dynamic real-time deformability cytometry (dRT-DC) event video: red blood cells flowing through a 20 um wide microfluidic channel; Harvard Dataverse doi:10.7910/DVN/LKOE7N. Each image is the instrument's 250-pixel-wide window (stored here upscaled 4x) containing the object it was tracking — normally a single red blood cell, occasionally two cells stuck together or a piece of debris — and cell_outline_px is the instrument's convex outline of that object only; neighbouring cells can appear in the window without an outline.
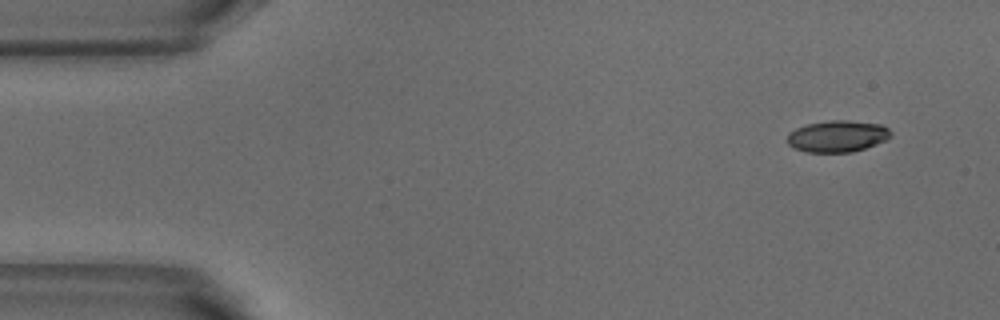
{"species": "common noctule bat (a hibernating species)", "species_latin": "Nyctalus noctula", "temperature_condition": "warm", "stored_images_in_passage": 6, "camera_frame_rate_fps": 3000, "um_per_image_px": 0.085, "animal": {"sex": "male", "body_mass_g": 18.8}, "frame": {"image": 1, "passage_image": 1, "time_ms": 0.0, "image_size_px": [1000, 320], "cell_outline_px": [[892, 136], [876, 144], [852, 152], [804, 152], [788, 144], [788, 132], [796, 128], [808, 124], [832, 120], [848, 120], [880, 124], [888, 128], [892, 132]], "centroid_in_image_um": [71.19, 11.58], "position_along_channel_um": 13.8, "area_um2": 18.96}}
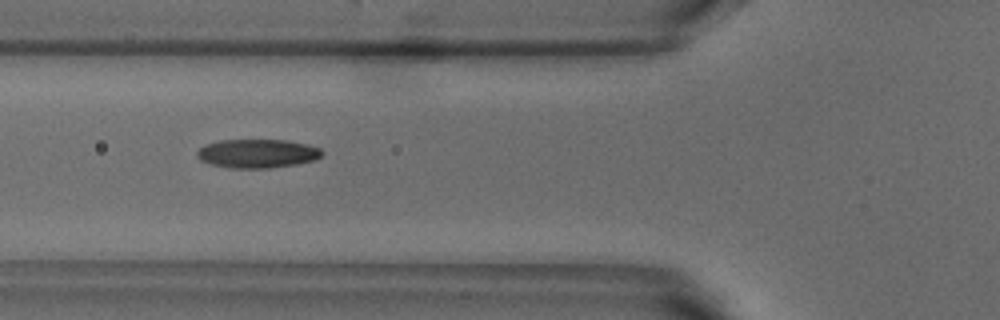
{"frame": {"image": 2, "passage_image": 4, "time_ms": 1.0, "image_size_px": [1000, 320], "cell_outline_px": [[324, 152], [320, 156], [312, 160], [296, 164], [268, 168], [232, 168], [212, 164], [200, 160], [196, 156], [196, 152], [204, 144], [220, 140], [284, 140], [308, 144], [320, 148]], "centroid_in_image_um": [21.85, 13.04], "position_along_channel_um": 104.0, "area_um2": 20.87}}
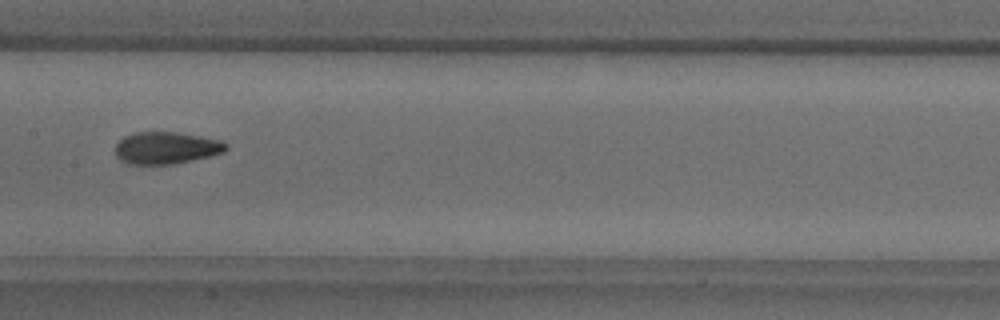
{"frame": {"image": 3, "passage_image": 6, "time_ms": 1.667, "image_size_px": [1000, 320], "cell_outline_px": [[228, 148], [224, 152], [192, 160], [172, 164], [128, 164], [120, 160], [116, 156], [116, 144], [124, 136], [132, 132], [176, 132], [200, 136], [220, 140], [228, 144]], "centroid_in_image_um": [14.11, 12.56], "position_along_channel_um": 193.3, "area_um2": 20.69}}